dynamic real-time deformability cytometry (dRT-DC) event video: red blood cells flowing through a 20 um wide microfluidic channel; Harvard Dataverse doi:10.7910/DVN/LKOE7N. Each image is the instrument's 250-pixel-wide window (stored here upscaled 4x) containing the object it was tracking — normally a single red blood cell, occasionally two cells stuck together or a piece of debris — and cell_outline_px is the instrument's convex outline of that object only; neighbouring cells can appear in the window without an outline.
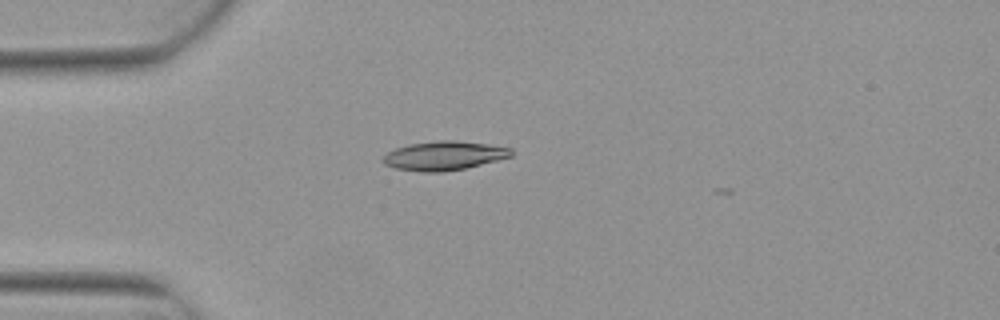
{"species": "Egyptian fruit bat (a non-hibernating species)", "species_latin": "Rousettus aegyptiacus", "temperature_condition": "warm", "stored_images_in_passage": 2, "camera_frame_rate_fps": 3000, "um_per_image_px": 0.085, "animal": {"sex": "female"}, "frame": {"image": 1, "passage_image": 2, "time_ms": 0.333, "image_size_px": [1000, 320], "cell_outline_px": [[512, 156], [464, 168], [440, 172], [420, 172], [396, 168], [384, 164], [380, 160], [388, 152], [396, 148], [408, 144], [436, 140], [456, 140], [488, 144], [512, 148]], "centroid_in_image_um": [37.71, 13.22], "position_along_channel_um": 47.3, "area_um2": 21.62}}